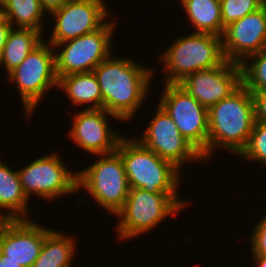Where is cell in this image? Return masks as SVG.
<instances>
[{"instance_id": "1", "label": "cell", "mask_w": 266, "mask_h": 267, "mask_svg": "<svg viewBox=\"0 0 266 267\" xmlns=\"http://www.w3.org/2000/svg\"><path fill=\"white\" fill-rule=\"evenodd\" d=\"M153 71L131 59L107 58L93 70L102 95V108L122 121L131 120L145 101Z\"/></svg>"}, {"instance_id": "2", "label": "cell", "mask_w": 266, "mask_h": 267, "mask_svg": "<svg viewBox=\"0 0 266 267\" xmlns=\"http://www.w3.org/2000/svg\"><path fill=\"white\" fill-rule=\"evenodd\" d=\"M255 122L251 92L241 84L208 109V157L219 146L239 155L248 144Z\"/></svg>"}, {"instance_id": "3", "label": "cell", "mask_w": 266, "mask_h": 267, "mask_svg": "<svg viewBox=\"0 0 266 267\" xmlns=\"http://www.w3.org/2000/svg\"><path fill=\"white\" fill-rule=\"evenodd\" d=\"M116 151L121 155L130 188L150 193L178 192L181 176L173 163L160 158L136 139L122 137Z\"/></svg>"}, {"instance_id": "4", "label": "cell", "mask_w": 266, "mask_h": 267, "mask_svg": "<svg viewBox=\"0 0 266 267\" xmlns=\"http://www.w3.org/2000/svg\"><path fill=\"white\" fill-rule=\"evenodd\" d=\"M164 63L166 83H179L190 73L218 67L227 60L222 37L194 32L176 39L159 58Z\"/></svg>"}, {"instance_id": "5", "label": "cell", "mask_w": 266, "mask_h": 267, "mask_svg": "<svg viewBox=\"0 0 266 267\" xmlns=\"http://www.w3.org/2000/svg\"><path fill=\"white\" fill-rule=\"evenodd\" d=\"M186 204L188 202L178 199L177 193H150L130 188L124 206L116 214L121 218L116 228L118 236L127 240L145 234Z\"/></svg>"}, {"instance_id": "6", "label": "cell", "mask_w": 266, "mask_h": 267, "mask_svg": "<svg viewBox=\"0 0 266 267\" xmlns=\"http://www.w3.org/2000/svg\"><path fill=\"white\" fill-rule=\"evenodd\" d=\"M98 156L101 159L77 173V188L86 189L97 204L116 215L130 189L124 164L117 151Z\"/></svg>"}, {"instance_id": "7", "label": "cell", "mask_w": 266, "mask_h": 267, "mask_svg": "<svg viewBox=\"0 0 266 267\" xmlns=\"http://www.w3.org/2000/svg\"><path fill=\"white\" fill-rule=\"evenodd\" d=\"M42 41L22 63L9 74V80L16 82L26 115L30 116L48 89L58 88L55 72V48ZM53 47V48H52ZM53 49V50H52Z\"/></svg>"}, {"instance_id": "8", "label": "cell", "mask_w": 266, "mask_h": 267, "mask_svg": "<svg viewBox=\"0 0 266 267\" xmlns=\"http://www.w3.org/2000/svg\"><path fill=\"white\" fill-rule=\"evenodd\" d=\"M159 105L169 114L181 135L208 158V109L178 83H166Z\"/></svg>"}, {"instance_id": "9", "label": "cell", "mask_w": 266, "mask_h": 267, "mask_svg": "<svg viewBox=\"0 0 266 267\" xmlns=\"http://www.w3.org/2000/svg\"><path fill=\"white\" fill-rule=\"evenodd\" d=\"M113 24V21H107L92 33L51 44L54 48L65 45L61 53H55L57 79L75 73L93 72L99 63L109 58L112 50L111 36L115 27Z\"/></svg>"}, {"instance_id": "10", "label": "cell", "mask_w": 266, "mask_h": 267, "mask_svg": "<svg viewBox=\"0 0 266 267\" xmlns=\"http://www.w3.org/2000/svg\"><path fill=\"white\" fill-rule=\"evenodd\" d=\"M58 154L42 156L18 170L23 192L28 199L36 194L51 200L78 191V174L71 173Z\"/></svg>"}, {"instance_id": "11", "label": "cell", "mask_w": 266, "mask_h": 267, "mask_svg": "<svg viewBox=\"0 0 266 267\" xmlns=\"http://www.w3.org/2000/svg\"><path fill=\"white\" fill-rule=\"evenodd\" d=\"M136 139L179 170L186 160L203 161L202 155L181 135L173 119L160 105L143 137Z\"/></svg>"}, {"instance_id": "12", "label": "cell", "mask_w": 266, "mask_h": 267, "mask_svg": "<svg viewBox=\"0 0 266 267\" xmlns=\"http://www.w3.org/2000/svg\"><path fill=\"white\" fill-rule=\"evenodd\" d=\"M104 3V0H69L53 11L51 16L56 18V24L49 44H59L100 29L107 22L109 12Z\"/></svg>"}, {"instance_id": "13", "label": "cell", "mask_w": 266, "mask_h": 267, "mask_svg": "<svg viewBox=\"0 0 266 267\" xmlns=\"http://www.w3.org/2000/svg\"><path fill=\"white\" fill-rule=\"evenodd\" d=\"M178 84L209 109L242 84V67L226 61L218 67L190 73Z\"/></svg>"}, {"instance_id": "14", "label": "cell", "mask_w": 266, "mask_h": 267, "mask_svg": "<svg viewBox=\"0 0 266 267\" xmlns=\"http://www.w3.org/2000/svg\"><path fill=\"white\" fill-rule=\"evenodd\" d=\"M225 59L242 64L266 49V11L263 7L225 27L222 35Z\"/></svg>"}, {"instance_id": "15", "label": "cell", "mask_w": 266, "mask_h": 267, "mask_svg": "<svg viewBox=\"0 0 266 267\" xmlns=\"http://www.w3.org/2000/svg\"><path fill=\"white\" fill-rule=\"evenodd\" d=\"M110 115L120 120L113 114L102 109H85L74 115L73 127L69 135L71 139L84 151L101 155L116 152L122 136L110 129L107 121Z\"/></svg>"}, {"instance_id": "16", "label": "cell", "mask_w": 266, "mask_h": 267, "mask_svg": "<svg viewBox=\"0 0 266 267\" xmlns=\"http://www.w3.org/2000/svg\"><path fill=\"white\" fill-rule=\"evenodd\" d=\"M50 231L28 218L9 220L0 233V253L22 267H32Z\"/></svg>"}, {"instance_id": "17", "label": "cell", "mask_w": 266, "mask_h": 267, "mask_svg": "<svg viewBox=\"0 0 266 267\" xmlns=\"http://www.w3.org/2000/svg\"><path fill=\"white\" fill-rule=\"evenodd\" d=\"M29 199L23 192L18 171L0 161V210L8 209L5 215L10 220L26 219Z\"/></svg>"}, {"instance_id": "18", "label": "cell", "mask_w": 266, "mask_h": 267, "mask_svg": "<svg viewBox=\"0 0 266 267\" xmlns=\"http://www.w3.org/2000/svg\"><path fill=\"white\" fill-rule=\"evenodd\" d=\"M58 87L76 106L93 102L87 109H102L100 86L93 72L62 76L58 79Z\"/></svg>"}, {"instance_id": "19", "label": "cell", "mask_w": 266, "mask_h": 267, "mask_svg": "<svg viewBox=\"0 0 266 267\" xmlns=\"http://www.w3.org/2000/svg\"><path fill=\"white\" fill-rule=\"evenodd\" d=\"M181 4L188 20L195 26L194 32L222 37L225 27L222 25L220 0H182Z\"/></svg>"}, {"instance_id": "20", "label": "cell", "mask_w": 266, "mask_h": 267, "mask_svg": "<svg viewBox=\"0 0 266 267\" xmlns=\"http://www.w3.org/2000/svg\"><path fill=\"white\" fill-rule=\"evenodd\" d=\"M43 41L41 32L33 29L13 28L3 48L0 66L8 74L19 66L27 55Z\"/></svg>"}, {"instance_id": "21", "label": "cell", "mask_w": 266, "mask_h": 267, "mask_svg": "<svg viewBox=\"0 0 266 267\" xmlns=\"http://www.w3.org/2000/svg\"><path fill=\"white\" fill-rule=\"evenodd\" d=\"M75 240L51 230L44 238L40 254L32 267H72Z\"/></svg>"}, {"instance_id": "22", "label": "cell", "mask_w": 266, "mask_h": 267, "mask_svg": "<svg viewBox=\"0 0 266 267\" xmlns=\"http://www.w3.org/2000/svg\"><path fill=\"white\" fill-rule=\"evenodd\" d=\"M44 13L40 0H0V16L14 28L18 26L42 33L41 21Z\"/></svg>"}, {"instance_id": "23", "label": "cell", "mask_w": 266, "mask_h": 267, "mask_svg": "<svg viewBox=\"0 0 266 267\" xmlns=\"http://www.w3.org/2000/svg\"><path fill=\"white\" fill-rule=\"evenodd\" d=\"M246 60L241 64L242 84L249 91H266V49L250 55Z\"/></svg>"}, {"instance_id": "24", "label": "cell", "mask_w": 266, "mask_h": 267, "mask_svg": "<svg viewBox=\"0 0 266 267\" xmlns=\"http://www.w3.org/2000/svg\"><path fill=\"white\" fill-rule=\"evenodd\" d=\"M220 3L224 27L262 7V0H220Z\"/></svg>"}, {"instance_id": "25", "label": "cell", "mask_w": 266, "mask_h": 267, "mask_svg": "<svg viewBox=\"0 0 266 267\" xmlns=\"http://www.w3.org/2000/svg\"><path fill=\"white\" fill-rule=\"evenodd\" d=\"M239 156L266 164V122H255L248 144Z\"/></svg>"}, {"instance_id": "26", "label": "cell", "mask_w": 266, "mask_h": 267, "mask_svg": "<svg viewBox=\"0 0 266 267\" xmlns=\"http://www.w3.org/2000/svg\"><path fill=\"white\" fill-rule=\"evenodd\" d=\"M250 241L252 256H266V214L256 223Z\"/></svg>"}, {"instance_id": "27", "label": "cell", "mask_w": 266, "mask_h": 267, "mask_svg": "<svg viewBox=\"0 0 266 267\" xmlns=\"http://www.w3.org/2000/svg\"><path fill=\"white\" fill-rule=\"evenodd\" d=\"M250 92L254 102L255 120L266 122V91Z\"/></svg>"}, {"instance_id": "28", "label": "cell", "mask_w": 266, "mask_h": 267, "mask_svg": "<svg viewBox=\"0 0 266 267\" xmlns=\"http://www.w3.org/2000/svg\"><path fill=\"white\" fill-rule=\"evenodd\" d=\"M13 28L9 21L0 16V57Z\"/></svg>"}, {"instance_id": "29", "label": "cell", "mask_w": 266, "mask_h": 267, "mask_svg": "<svg viewBox=\"0 0 266 267\" xmlns=\"http://www.w3.org/2000/svg\"><path fill=\"white\" fill-rule=\"evenodd\" d=\"M69 0H40V4L45 12L52 13L53 11L60 9Z\"/></svg>"}, {"instance_id": "30", "label": "cell", "mask_w": 266, "mask_h": 267, "mask_svg": "<svg viewBox=\"0 0 266 267\" xmlns=\"http://www.w3.org/2000/svg\"><path fill=\"white\" fill-rule=\"evenodd\" d=\"M0 267H22V266L17 264V262L8 259L7 256H4L0 253Z\"/></svg>"}, {"instance_id": "31", "label": "cell", "mask_w": 266, "mask_h": 267, "mask_svg": "<svg viewBox=\"0 0 266 267\" xmlns=\"http://www.w3.org/2000/svg\"><path fill=\"white\" fill-rule=\"evenodd\" d=\"M256 267H266V256H253Z\"/></svg>"}, {"instance_id": "32", "label": "cell", "mask_w": 266, "mask_h": 267, "mask_svg": "<svg viewBox=\"0 0 266 267\" xmlns=\"http://www.w3.org/2000/svg\"><path fill=\"white\" fill-rule=\"evenodd\" d=\"M4 213L1 214L0 212V233L2 229L4 228L5 224L10 220L6 215H3Z\"/></svg>"}, {"instance_id": "33", "label": "cell", "mask_w": 266, "mask_h": 267, "mask_svg": "<svg viewBox=\"0 0 266 267\" xmlns=\"http://www.w3.org/2000/svg\"><path fill=\"white\" fill-rule=\"evenodd\" d=\"M262 7H263L264 10L266 11V0H262Z\"/></svg>"}]
</instances>
